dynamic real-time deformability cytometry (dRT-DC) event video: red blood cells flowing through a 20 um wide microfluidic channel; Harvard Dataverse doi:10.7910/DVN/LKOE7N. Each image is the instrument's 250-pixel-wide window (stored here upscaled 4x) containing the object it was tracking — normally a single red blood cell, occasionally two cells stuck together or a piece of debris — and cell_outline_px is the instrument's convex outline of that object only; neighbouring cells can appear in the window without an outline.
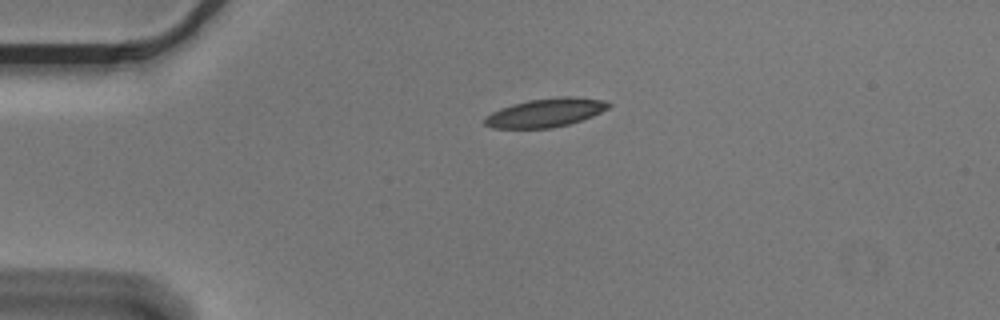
{"species": "Egyptian fruit bat (a non-hibernating species)", "species_latin": "Rousettus aegyptiacus", "temperature_condition": "cold", "stored_images_in_passage": 2, "camera_frame_rate_fps": 3000, "um_per_image_px": 0.085, "animal": {"sex": "male"}, "frame": {"image": 1, "passage_image": 1, "time_ms": 0.0, "image_size_px": [1000, 320], "cell_outline_px": [[612, 104], [608, 108], [592, 116], [568, 124], [552, 128], [492, 128], [484, 124], [484, 116], [500, 108], [512, 104], [528, 100], [560, 96], [572, 96], [604, 100]], "centroid_in_image_um": [46.35, 9.57], "position_along_channel_um": 38.7, "area_um2": 20.69}}